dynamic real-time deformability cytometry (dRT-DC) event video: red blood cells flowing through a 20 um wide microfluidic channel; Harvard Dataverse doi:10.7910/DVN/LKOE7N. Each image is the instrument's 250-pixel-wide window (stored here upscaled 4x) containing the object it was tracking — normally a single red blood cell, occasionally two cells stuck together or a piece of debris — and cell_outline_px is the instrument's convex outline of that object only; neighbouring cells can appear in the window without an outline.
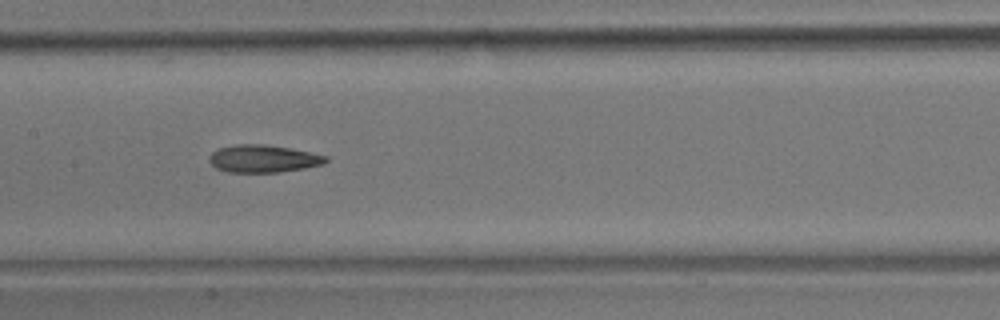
{"species": "common noctule bat (a hibernating species)", "species_latin": "Nyctalus noctula", "temperature_condition": "room temperature", "stored_images_in_passage": 11, "camera_frame_rate_fps": 3000, "um_per_image_px": 0.085, "animal": {"sex": "male", "body_mass_g": 17.9}, "frame": {"image": 1, "passage_image": 7, "time_ms": 8.0, "image_size_px": [1000, 320], "cell_outline_px": [[328, 160], [324, 164], [304, 168], [276, 172], [228, 172], [216, 168], [208, 160], [212, 152], [220, 148], [236, 144], [264, 144], [288, 148], [328, 156]], "centroid_in_image_um": [22.37, 13.49], "position_along_channel_um": 185.0, "area_um2": 18.5}}
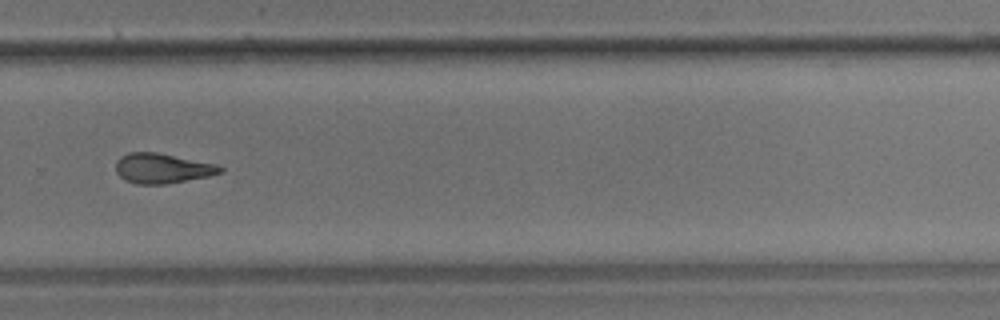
{"frame": {"image": 2, "passage_image": 10, "time_ms": 11.667, "image_size_px": [1000, 320], "cell_outline_px": [[224, 172], [208, 176], [164, 184], [136, 184], [124, 180], [116, 172], [116, 160], [120, 156], [128, 152], [156, 152], [220, 164], [224, 168]], "centroid_in_image_um": [13.81, 14.3], "position_along_channel_um": 316.0, "area_um2": 18.44}}
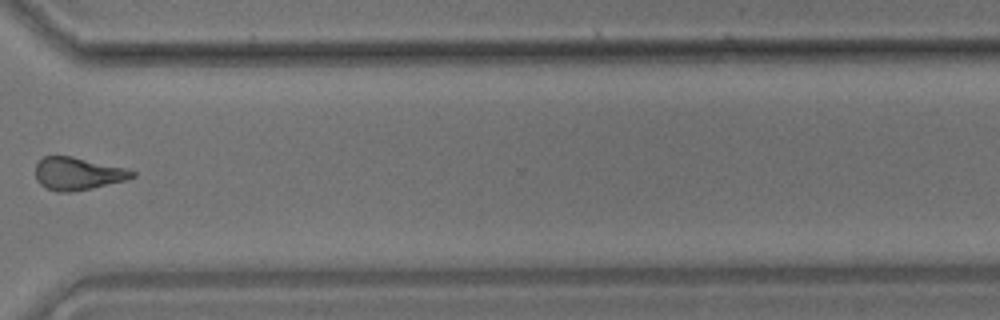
{"frame": {"image": 3, "passage_image": 11, "time_ms": 13.0, "image_size_px": [1000, 320], "cell_outline_px": [[136, 176], [128, 180], [92, 188], [72, 192], [56, 192], [40, 184], [36, 180], [36, 164], [44, 156], [72, 156], [124, 168], [136, 172]], "centroid_in_image_um": [6.62, 14.77], "position_along_channel_um": 364.0, "area_um2": 18.38}}